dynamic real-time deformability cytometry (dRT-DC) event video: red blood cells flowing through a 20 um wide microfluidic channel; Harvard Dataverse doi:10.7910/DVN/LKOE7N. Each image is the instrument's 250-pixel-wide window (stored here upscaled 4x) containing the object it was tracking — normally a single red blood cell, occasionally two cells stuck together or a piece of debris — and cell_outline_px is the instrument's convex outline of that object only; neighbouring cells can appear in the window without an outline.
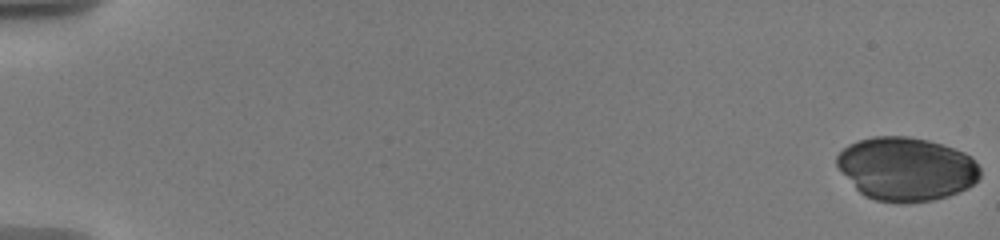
{"species": "human", "species_latin": "Homo sapiens", "temperature_condition": "warm", "stored_images_in_passage": 15, "camera_frame_rate_fps": 3000, "um_per_image_px": 0.085, "donor": {"sex": "male"}, "frame": {"image": 1, "passage_image": 1, "time_ms": 0.0, "image_size_px": [1000, 240], "cell_outline_px": [[980, 176], [968, 188], [960, 192], [948, 196], [932, 200], [908, 204], [896, 204], [876, 200], [864, 196], [856, 188], [836, 164], [836, 156], [848, 144], [872, 136], [908, 136], [928, 140], [964, 152], [972, 156], [980, 168]], "centroid_in_image_um": [77.05, 14.37], "position_along_channel_um": 8.0, "area_um2": 53.23}}
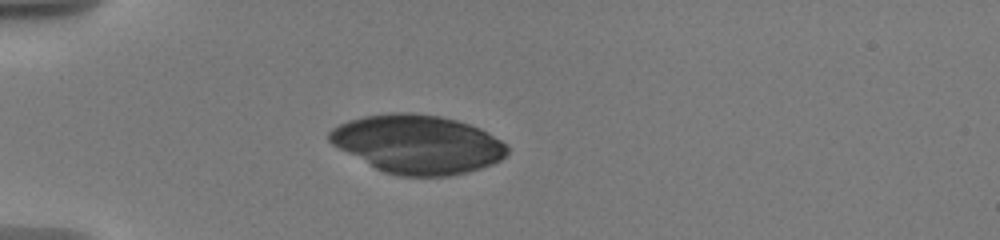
{"frame": {"image": 2, "passage_image": 9, "time_ms": 5.667, "image_size_px": [1000, 240], "cell_outline_px": [[508, 152], [500, 160], [492, 164], [468, 172], [448, 176], [400, 176], [384, 172], [376, 168], [332, 144], [328, 140], [328, 132], [332, 128], [348, 120], [364, 116], [392, 112], [408, 112], [440, 116], [456, 120], [480, 128], [500, 140], [508, 148]], "centroid_in_image_um": [35.49, 12.25], "position_along_channel_um": 49.5, "area_um2": 60.4}}